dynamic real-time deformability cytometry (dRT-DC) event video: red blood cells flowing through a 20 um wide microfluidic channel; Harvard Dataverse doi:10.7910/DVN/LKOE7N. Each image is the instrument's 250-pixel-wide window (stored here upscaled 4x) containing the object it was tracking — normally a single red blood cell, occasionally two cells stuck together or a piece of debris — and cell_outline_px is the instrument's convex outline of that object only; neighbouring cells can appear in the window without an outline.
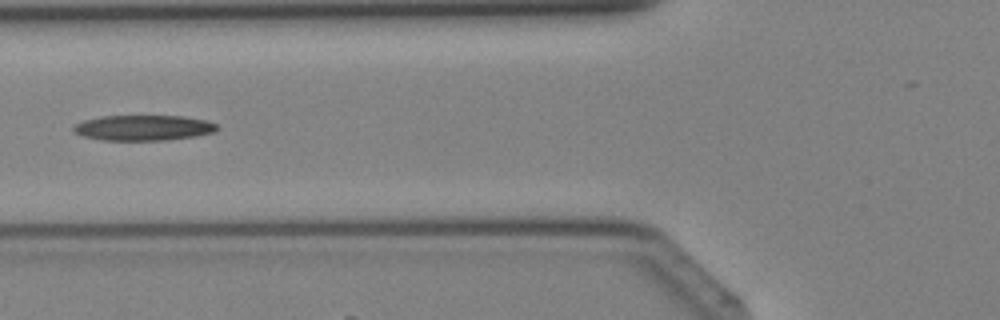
{"species": "Egyptian fruit bat (a non-hibernating species)", "species_latin": "Rousettus aegyptiacus", "temperature_condition": "cold", "stored_images_in_passage": 16, "camera_frame_rate_fps": 3000, "um_per_image_px": 0.085, "animal": {"sex": "female"}, "frame": {"image": 1, "passage_image": 14, "time_ms": 4.333, "image_size_px": [1000, 320], "cell_outline_px": [[220, 128], [216, 132], [196, 136], [164, 140], [100, 140], [84, 136], [72, 132], [72, 128], [76, 124], [84, 120], [100, 116], [180, 116], [204, 120], [216, 124]], "centroid_in_image_um": [12.18, 10.86], "position_along_channel_um": 113.6, "area_um2": 21.27}}